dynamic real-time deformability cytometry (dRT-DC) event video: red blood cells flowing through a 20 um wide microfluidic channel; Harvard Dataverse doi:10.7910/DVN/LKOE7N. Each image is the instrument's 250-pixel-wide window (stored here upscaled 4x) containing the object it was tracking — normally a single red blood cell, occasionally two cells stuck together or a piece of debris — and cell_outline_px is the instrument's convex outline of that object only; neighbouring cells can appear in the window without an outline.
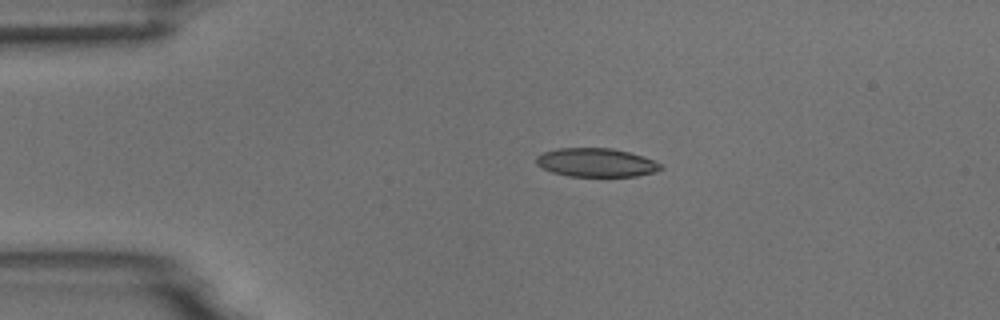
{"species": "common noctule bat (a hibernating species)", "species_latin": "Nyctalus noctula", "temperature_condition": "room temperature", "stored_images_in_passage": 3, "camera_frame_rate_fps": 3000, "um_per_image_px": 0.085, "animal": {"sex": "male", "body_mass_g": 18.8}, "frame": {"image": 1, "passage_image": 2, "time_ms": 2.0, "image_size_px": [1000, 320], "cell_outline_px": [[664, 168], [656, 172], [636, 176], [568, 176], [552, 172], [536, 164], [536, 156], [544, 152], [556, 148], [612, 148], [628, 152], [652, 160], [660, 164]], "centroid_in_image_um": [50.66, 13.82], "position_along_channel_um": 34.3, "area_um2": 20.63}}